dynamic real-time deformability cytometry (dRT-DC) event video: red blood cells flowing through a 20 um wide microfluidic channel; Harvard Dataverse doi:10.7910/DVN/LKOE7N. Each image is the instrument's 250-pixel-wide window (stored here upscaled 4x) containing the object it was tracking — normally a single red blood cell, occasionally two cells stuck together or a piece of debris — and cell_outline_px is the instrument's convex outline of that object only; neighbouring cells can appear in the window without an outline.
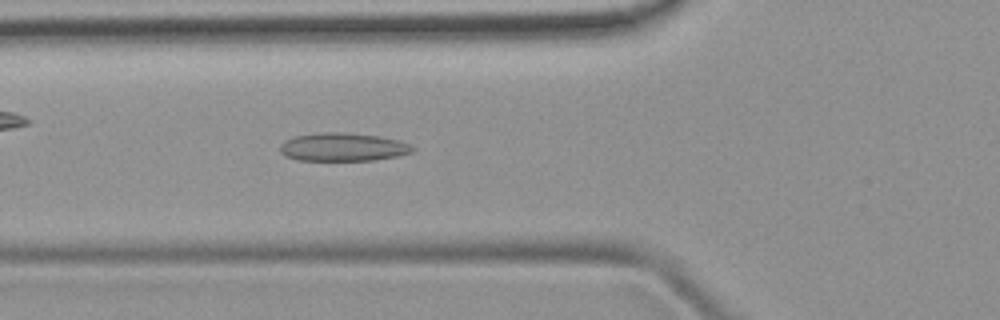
{"species": "common noctule bat (a hibernating species)", "species_latin": "Nyctalus noctula", "temperature_condition": "room temperature", "stored_images_in_passage": 48, "camera_frame_rate_fps": 3000, "um_per_image_px": 0.085, "animal": {"sex": "female", "body_mass_g": 19.9}, "frame": {"image": 1, "passage_image": 17, "time_ms": 5.333, "image_size_px": [1000, 320], "cell_outline_px": [[416, 148], [412, 152], [396, 156], [376, 160], [296, 160], [284, 156], [280, 152], [280, 144], [284, 140], [292, 136], [324, 132], [344, 132], [380, 136], [400, 140]], "centroid_in_image_um": [29.12, 12.49], "position_along_channel_um": 96.7, "area_um2": 22.02}}
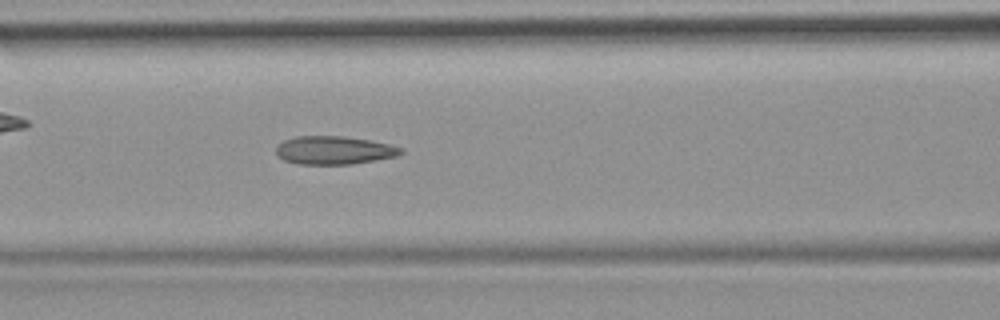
{"frame": {"image": 2, "passage_image": 20, "time_ms": 6.333, "image_size_px": [1000, 320], "cell_outline_px": [[404, 152], [396, 156], [352, 164], [296, 164], [284, 160], [276, 152], [276, 148], [284, 140], [296, 136], [344, 136], [372, 140], [404, 148]], "centroid_in_image_um": [28.42, 12.76], "position_along_channel_um": 138.2, "area_um2": 20.52}}
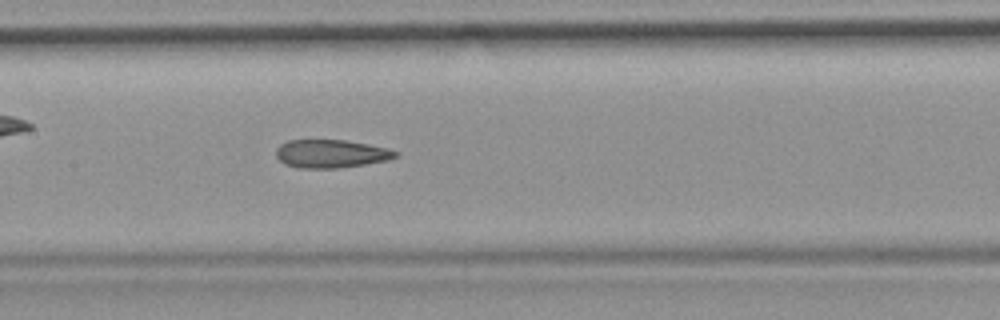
{"frame": {"image": 3, "passage_image": 23, "time_ms": 7.333, "image_size_px": [1000, 320], "cell_outline_px": [[400, 156], [388, 160], [364, 164], [336, 168], [300, 168], [284, 164], [276, 156], [276, 148], [280, 144], [288, 140], [344, 140], [368, 144], [388, 148], [400, 152]], "centroid_in_image_um": [28.15, 13.06], "position_along_channel_um": 179.2, "area_um2": 19.71}}